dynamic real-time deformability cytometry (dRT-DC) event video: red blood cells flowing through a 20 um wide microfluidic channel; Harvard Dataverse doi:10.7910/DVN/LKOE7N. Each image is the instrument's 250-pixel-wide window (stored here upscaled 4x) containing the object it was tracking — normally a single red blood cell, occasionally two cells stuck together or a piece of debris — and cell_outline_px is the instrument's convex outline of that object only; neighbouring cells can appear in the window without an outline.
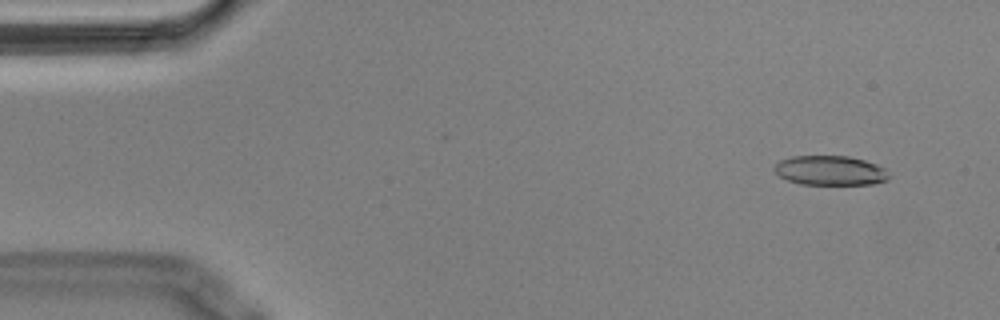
{"species": "Egyptian fruit bat (a non-hibernating species)", "species_latin": "Rousettus aegyptiacus", "temperature_condition": "cold", "stored_images_in_passage": 54, "camera_frame_rate_fps": 3000, "um_per_image_px": 0.085, "animal": {"sex": "male"}, "frame": {"image": 1, "passage_image": 3, "time_ms": 0.667, "image_size_px": [1000, 320], "cell_outline_px": [[892, 176], [888, 180], [872, 184], [800, 184], [788, 180], [780, 176], [772, 168], [780, 160], [792, 156], [848, 156], [864, 160], [876, 164], [884, 168]], "centroid_in_image_um": [70.59, 14.49], "position_along_channel_um": 14.4, "area_um2": 19.77}}
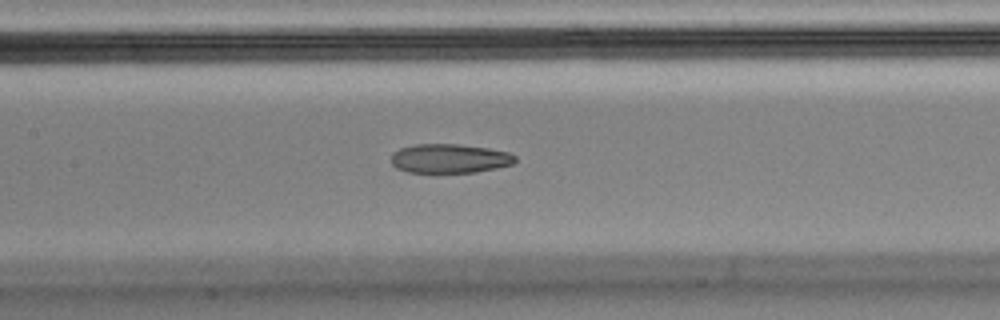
{"frame": {"image": 2, "passage_image": 24, "time_ms": 7.667, "image_size_px": [1000, 320], "cell_outline_px": [[516, 160], [512, 164], [496, 168], [476, 172], [408, 172], [396, 168], [392, 164], [392, 152], [400, 148], [416, 144], [456, 144], [488, 148], [508, 152], [516, 156]], "centroid_in_image_um": [38.2, 13.47], "position_along_channel_um": 169.2, "area_um2": 20.98}}
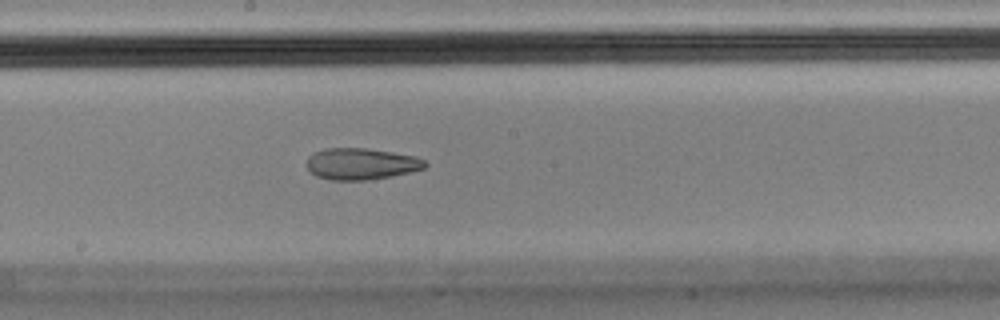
{"frame": {"image": 3, "passage_image": 28, "time_ms": 9.0, "image_size_px": [1000, 320], "cell_outline_px": [[428, 164], [424, 168], [408, 172], [388, 176], [364, 180], [332, 180], [316, 176], [308, 168], [308, 156], [312, 152], [324, 148], [364, 148], [392, 152], [416, 156], [424, 160]], "centroid_in_image_um": [30.67, 13.91], "position_along_channel_um": 217.5, "area_um2": 21.5}, "authors_computed_cell_mechanics": {"area_um2": 22.4842, "velocity_mm_per_s": 3.6306, "shape_relaxation_time_tau1_ms": null, "shape_relaxation_time_tau2_ms": 3.2382, "deformation_change_tau1": null, "deformation_change_tau2": 0.1011}}